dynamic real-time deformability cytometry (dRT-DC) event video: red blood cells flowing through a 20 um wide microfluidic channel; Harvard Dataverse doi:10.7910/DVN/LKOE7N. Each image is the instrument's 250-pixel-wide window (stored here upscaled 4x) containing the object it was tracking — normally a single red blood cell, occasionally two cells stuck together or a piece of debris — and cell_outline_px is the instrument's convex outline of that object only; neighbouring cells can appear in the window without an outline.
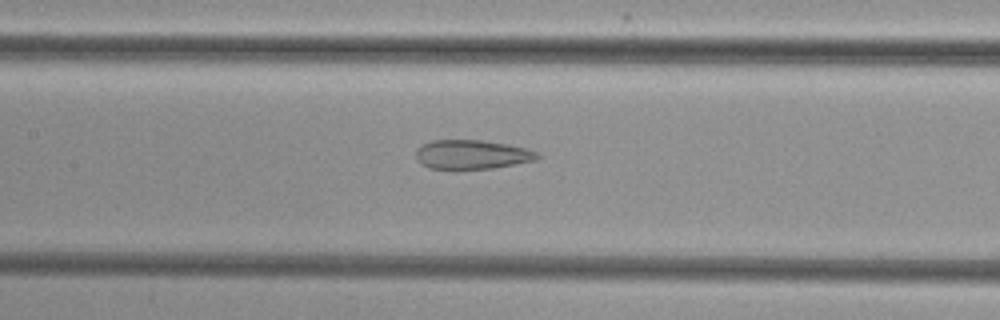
{"species": "common noctule bat (a hibernating species)", "species_latin": "Nyctalus noctula", "temperature_condition": "cold", "stored_images_in_passage": 42, "camera_frame_rate_fps": 3000, "um_per_image_px": 0.085, "animal": {"sex": "female", "body_mass_g": 29.2, "forearm_length_mm": 56.3}, "frame": {"image": 1, "passage_image": 16, "time_ms": 5.0, "image_size_px": [1000, 320], "cell_outline_px": [[540, 156], [536, 160], [492, 168], [428, 168], [420, 164], [416, 160], [416, 148], [432, 140], [480, 140], [508, 144], [524, 148], [536, 152]], "centroid_in_image_um": [40.07, 13.12], "position_along_channel_um": 167.3, "area_um2": 20.4}}
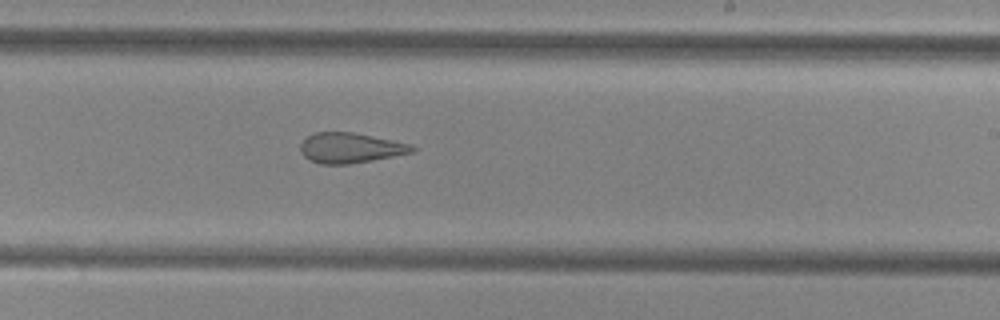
{"frame": {"image": 2, "passage_image": 23, "time_ms": 7.333, "image_size_px": [1000, 320], "cell_outline_px": [[416, 152], [372, 160], [348, 164], [320, 164], [308, 160], [300, 152], [300, 144], [308, 136], [316, 132], [352, 132], [412, 144], [416, 148]], "centroid_in_image_um": [29.78, 12.58], "position_along_channel_um": 259.2, "area_um2": 19.71}}
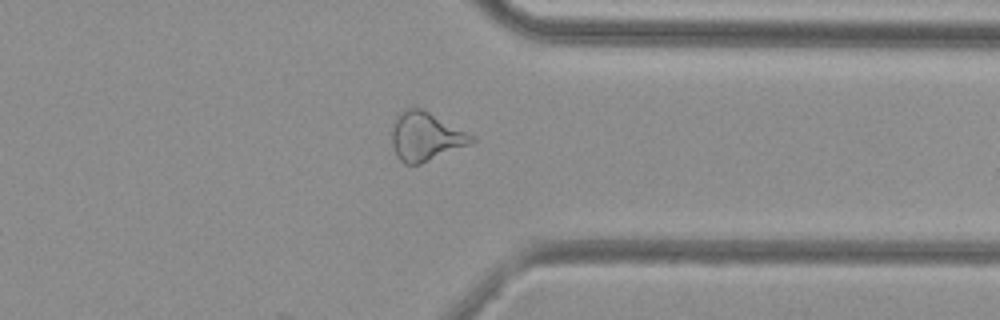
{"frame": {"image": 3, "passage_image": 32, "time_ms": 10.333, "image_size_px": [1000, 320], "cell_outline_px": [[476, 140], [472, 144], [420, 164], [404, 164], [396, 156], [392, 144], [392, 124], [396, 116], [400, 112], [408, 108], [420, 108], [476, 136]], "centroid_in_image_um": [36.19, 11.62], "position_along_channel_um": 375.2, "area_um2": 22.66}}